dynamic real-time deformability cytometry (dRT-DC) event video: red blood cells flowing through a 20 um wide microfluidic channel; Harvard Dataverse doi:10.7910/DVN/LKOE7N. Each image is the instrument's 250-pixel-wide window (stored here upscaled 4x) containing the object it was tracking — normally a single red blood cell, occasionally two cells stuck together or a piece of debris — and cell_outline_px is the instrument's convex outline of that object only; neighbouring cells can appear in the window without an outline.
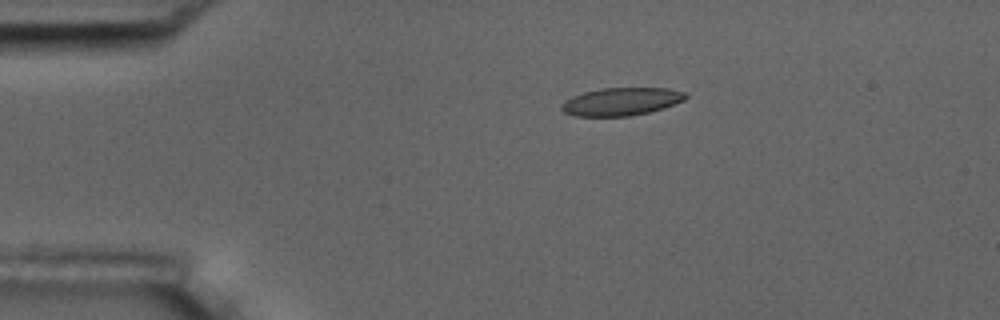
{"species": "common noctule bat (a hibernating species)", "species_latin": "Nyctalus noctula", "temperature_condition": "room temperature", "stored_images_in_passage": 4, "camera_frame_rate_fps": 3000, "um_per_image_px": 0.085, "animal": {"sex": "male", "body_mass_g": 17.5, "forearm_length_mm": 52.3}, "frame": {"image": 1, "passage_image": 1, "time_ms": 0.0, "image_size_px": [1000, 320], "cell_outline_px": [[688, 96], [684, 100], [664, 108], [648, 112], [628, 116], [576, 116], [564, 112], [560, 108], [560, 104], [564, 100], [572, 96], [584, 92], [600, 88], [668, 88], [684, 92]], "centroid_in_image_um": [52.78, 8.63], "position_along_channel_um": 32.2, "area_um2": 20.17}}
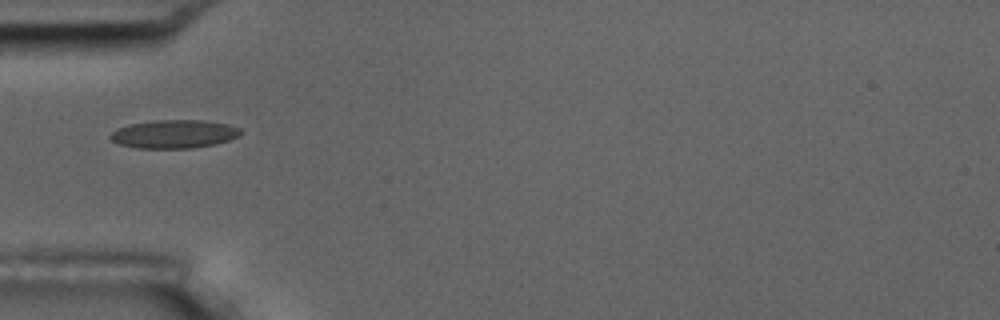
{"frame": {"image": 2, "passage_image": 3, "time_ms": 2.333, "image_size_px": [1000, 320], "cell_outline_px": [[244, 132], [240, 136], [216, 144], [192, 148], [136, 148], [120, 144], [112, 140], [108, 136], [116, 128], [128, 124], [156, 120], [204, 120], [228, 124], [240, 128]], "centroid_in_image_um": [14.82, 11.39], "position_along_channel_um": 70.2, "area_um2": 21.73}}